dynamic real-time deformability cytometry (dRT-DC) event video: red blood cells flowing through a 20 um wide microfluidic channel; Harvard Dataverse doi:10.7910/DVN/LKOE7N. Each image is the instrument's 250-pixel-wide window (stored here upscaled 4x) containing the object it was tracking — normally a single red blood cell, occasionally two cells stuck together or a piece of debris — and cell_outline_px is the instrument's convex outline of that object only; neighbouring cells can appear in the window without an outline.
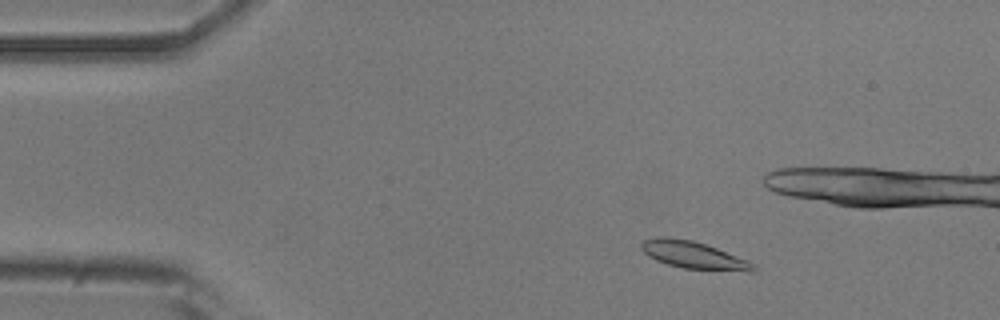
{"species": "common noctule bat (a hibernating species)", "species_latin": "Nyctalus noctula", "temperature_condition": "room temperature", "stored_images_in_passage": 21, "camera_frame_rate_fps": 3000, "um_per_image_px": 0.085, "animal": {"sex": "male", "body_mass_g": 20.5, "forearm_length_mm": 52.5}, "frame": {"image": 1, "passage_image": 7, "time_ms": 2.0, "image_size_px": [1000, 320], "cell_outline_px": [[760, 268], [756, 272], [748, 272], [684, 268], [668, 264], [656, 260], [648, 256], [640, 248], [640, 244], [644, 240], [656, 236], [668, 236], [692, 240], [716, 248], [748, 260], [756, 264]], "centroid_in_image_um": [59.0, 21.69], "position_along_channel_um": 26.0, "area_um2": 18.09}}
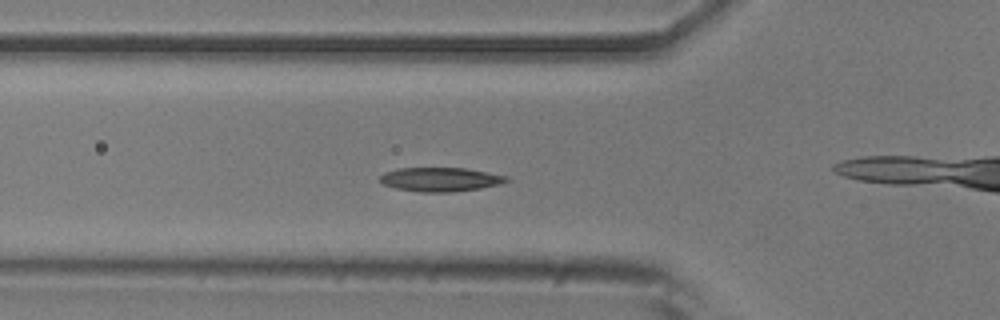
{"frame": {"image": 2, "passage_image": 17, "time_ms": 5.333, "image_size_px": [1000, 320], "cell_outline_px": [[508, 180], [500, 184], [480, 188], [452, 192], [420, 192], [396, 188], [384, 184], [380, 180], [380, 176], [384, 172], [400, 168], [468, 168], [508, 176]], "centroid_in_image_um": [37.44, 15.24], "position_along_channel_um": 88.4, "area_um2": 17.63}}
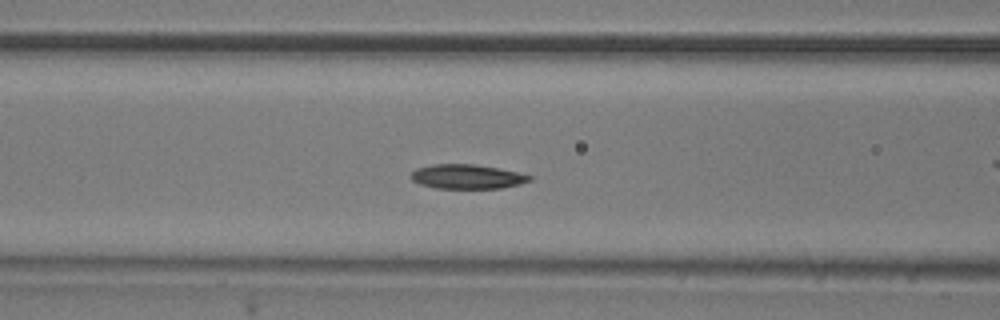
{"frame": {"image": 3, "passage_image": 20, "time_ms": 6.333, "image_size_px": [1000, 320], "cell_outline_px": [[532, 180], [520, 184], [500, 188], [436, 188], [420, 184], [412, 180], [408, 176], [416, 168], [432, 164], [472, 164], [496, 168], [516, 172], [532, 176]], "centroid_in_image_um": [39.65, 15.01], "position_along_channel_um": 126.9, "area_um2": 16.76}}